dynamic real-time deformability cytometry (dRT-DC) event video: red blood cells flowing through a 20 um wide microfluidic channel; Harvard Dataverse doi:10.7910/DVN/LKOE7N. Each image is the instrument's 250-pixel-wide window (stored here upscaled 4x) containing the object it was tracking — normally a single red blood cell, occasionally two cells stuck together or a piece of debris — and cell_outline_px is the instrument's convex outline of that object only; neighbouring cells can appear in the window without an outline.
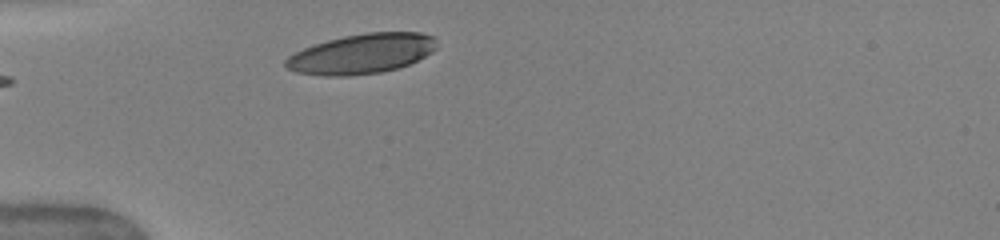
{"species": "human", "species_latin": "Homo sapiens", "temperature_condition": "warm", "stored_images_in_passage": 29, "camera_frame_rate_fps": 3000, "um_per_image_px": 0.085, "donor": {"sex": "female"}, "frame": {"image": 1, "passage_image": 1, "time_ms": 0.0, "image_size_px": [1000, 240], "cell_outline_px": [[436, 48], [432, 52], [408, 64], [396, 68], [380, 72], [348, 76], [324, 76], [296, 72], [288, 68], [284, 64], [284, 60], [288, 56], [304, 48], [328, 40], [344, 36], [368, 32], [420, 32], [436, 36]], "centroid_in_image_um": [30.75, 4.56], "position_along_channel_um": 54.2, "area_um2": 34.97}, "authors_computed_cell_mechanics": {"area_um2": 36.2984, "velocity_mm_per_s": 4.0505, "shape_relaxation_time_tau1_ms": 2.6302, "shape_relaxation_time_tau2_ms": null, "deformation_change_tau1": 0.1569, "deformation_change_tau2": null}}